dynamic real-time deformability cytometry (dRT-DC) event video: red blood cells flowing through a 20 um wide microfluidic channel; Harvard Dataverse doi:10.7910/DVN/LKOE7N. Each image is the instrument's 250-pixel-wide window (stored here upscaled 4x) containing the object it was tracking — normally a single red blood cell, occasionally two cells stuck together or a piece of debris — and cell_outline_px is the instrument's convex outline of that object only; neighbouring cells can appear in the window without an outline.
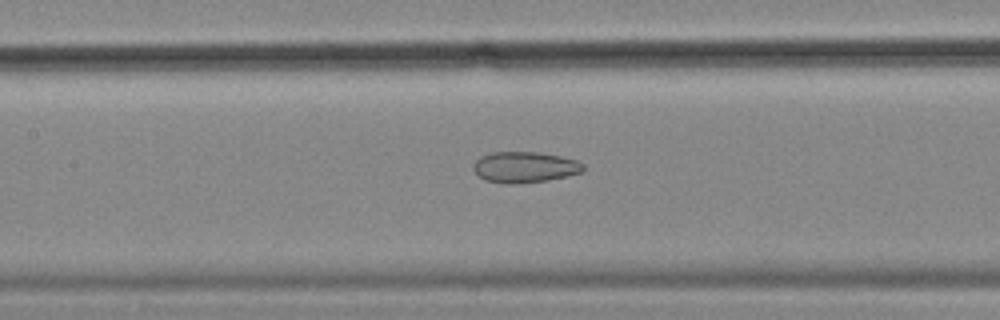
{"species": "common noctule bat (a hibernating species)", "species_latin": "Nyctalus noctula", "temperature_condition": "cold", "stored_images_in_passage": 57, "camera_frame_rate_fps": 3000, "um_per_image_px": 0.085, "animal": {"sex": "female", "body_mass_g": 18.4}, "frame": {"image": 1, "passage_image": 26, "time_ms": 8.333, "image_size_px": [1000, 320], "cell_outline_px": [[584, 172], [568, 176], [548, 180], [512, 184], [508, 184], [484, 180], [472, 168], [472, 164], [480, 156], [492, 152], [540, 152], [560, 156], [576, 160], [584, 164]], "centroid_in_image_um": [44.61, 14.2], "position_along_channel_um": 162.8, "area_um2": 19.94}}
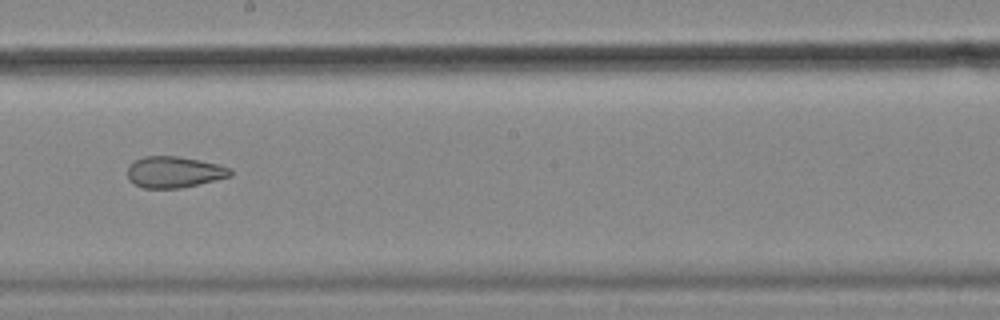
{"frame": {"image": 2, "passage_image": 32, "time_ms": 10.333, "image_size_px": [1000, 320], "cell_outline_px": [[232, 176], [216, 180], [180, 188], [144, 188], [128, 180], [128, 168], [132, 160], [144, 156], [176, 156], [200, 160], [220, 164], [232, 168]], "centroid_in_image_um": [14.82, 14.61], "position_along_channel_um": 233.4, "area_um2": 18.9}}
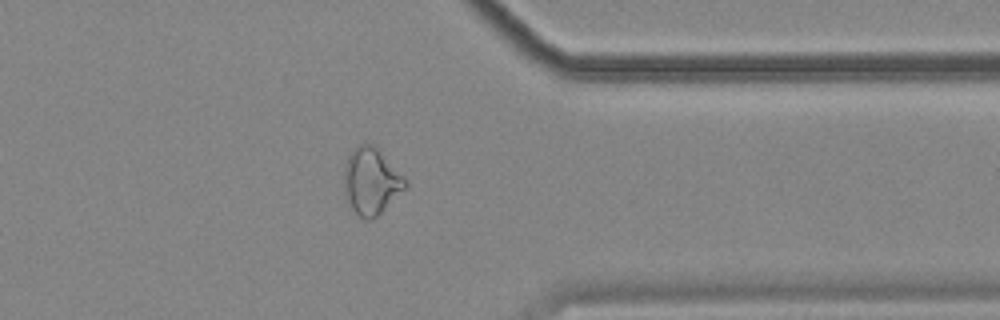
{"frame": {"image": 3, "passage_image": 45, "time_ms": 14.667, "image_size_px": [1000, 320], "cell_outline_px": [[408, 184], [376, 216], [368, 220], [364, 220], [352, 208], [348, 200], [344, 188], [344, 164], [348, 156], [360, 144], [376, 144], [408, 180]], "centroid_in_image_um": [31.56, 15.35], "position_along_channel_um": 379.8, "area_um2": 23.52}, "authors_computed_cell_mechanics": {"area_um2": 25.143, "velocity_mm_per_s": 3.5588, "shape_relaxation_time_tau1_ms": null, "shape_relaxation_time_tau2_ms": 2.6802, "deformation_change_tau1": null, "deformation_change_tau2": 0.1077}}